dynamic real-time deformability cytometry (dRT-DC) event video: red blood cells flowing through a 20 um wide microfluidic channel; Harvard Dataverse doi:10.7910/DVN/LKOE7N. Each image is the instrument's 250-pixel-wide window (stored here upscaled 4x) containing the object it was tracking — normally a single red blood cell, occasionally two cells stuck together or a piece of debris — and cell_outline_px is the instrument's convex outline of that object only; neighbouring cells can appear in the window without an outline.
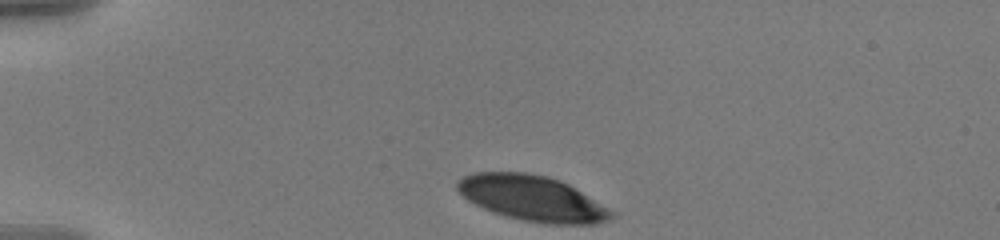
{"species": "human", "species_latin": "Homo sapiens", "temperature_condition": "warm", "stored_images_in_passage": 38, "camera_frame_rate_fps": 3000, "um_per_image_px": 0.085, "donor": {"sex": "male"}, "frame": {"image": 1, "passage_image": 1, "time_ms": 0.0, "image_size_px": [1000, 240], "cell_outline_px": [[616, 216], [608, 220], [596, 224], [544, 224], [520, 220], [492, 212], [468, 200], [456, 188], [456, 180], [464, 176], [476, 172], [528, 172], [548, 176], [560, 180], [568, 184], [616, 212]], "centroid_in_image_um": [45.26, 16.86], "position_along_channel_um": 39.7, "area_um2": 40.98}}
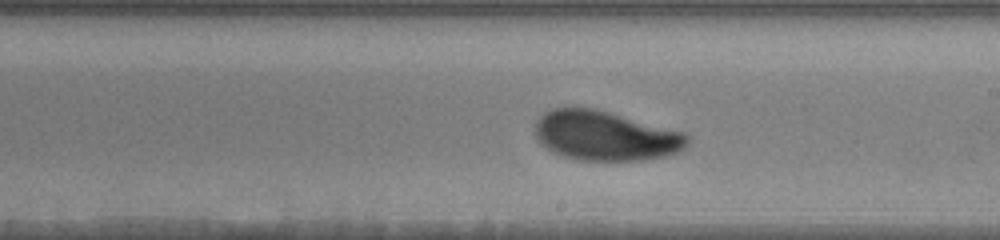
{"frame": {"image": 2, "passage_image": 22, "time_ms": 7.0, "image_size_px": [1000, 240], "cell_outline_px": [[692, 140], [680, 152], [664, 156], [644, 160], [580, 160], [564, 156], [552, 152], [540, 144], [532, 132], [536, 120], [544, 112], [552, 108], [564, 104], [572, 104], [596, 108], [688, 132]], "centroid_in_image_um": [51.43, 11.49], "position_along_channel_um": 237.6, "area_um2": 45.72}}
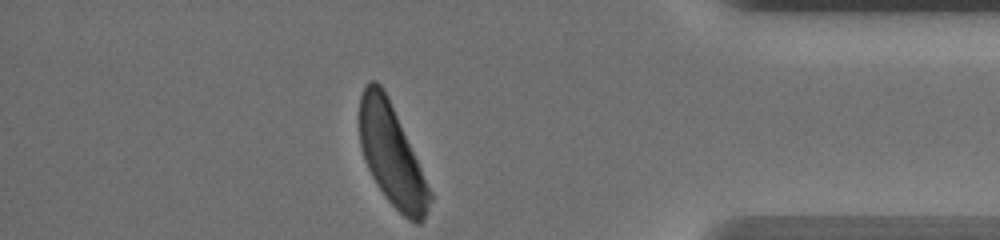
{"frame": {"image": 3, "passage_image": 38, "time_ms": 12.333, "image_size_px": [1000, 240], "cell_outline_px": [[432, 200], [420, 224], [416, 224], [408, 220], [384, 196], [376, 184], [368, 168], [360, 144], [360, 96], [364, 84], [368, 80], [376, 80], [384, 88], [432, 192]], "centroid_in_image_um": [33.29, 13.17], "position_along_channel_um": 401.9, "area_um2": 40.92}, "authors_computed_cell_mechanics": {"area_um2": 44.0147, "velocity_mm_per_s": 3.5455, "shape_relaxation_time_tau1_ms": 2.7374, "shape_relaxation_time_tau2_ms": null, "deformation_change_tau1": 0.148, "deformation_change_tau2": null}}